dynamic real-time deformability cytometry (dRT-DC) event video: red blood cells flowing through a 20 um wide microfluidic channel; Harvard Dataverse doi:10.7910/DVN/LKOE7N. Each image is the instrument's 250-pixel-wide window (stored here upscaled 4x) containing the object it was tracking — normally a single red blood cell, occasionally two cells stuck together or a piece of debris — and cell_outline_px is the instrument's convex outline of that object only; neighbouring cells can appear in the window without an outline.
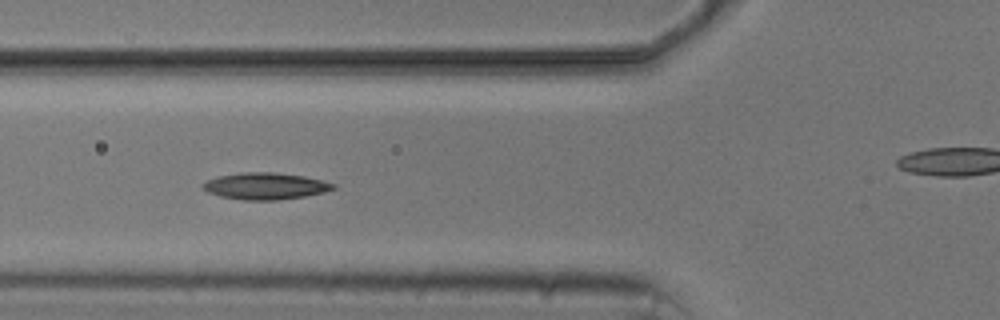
{"species": "common noctule bat (a hibernating species)", "species_latin": "Nyctalus noctula", "temperature_condition": "cold", "stored_images_in_passage": 10, "segment_of_instrument_passage": [1, 2], "camera_frame_rate_fps": 3000, "um_per_image_px": 0.085, "animal": {"sex": "male", "body_mass_g": 20.5, "forearm_length_mm": 52.5}, "frame": {"image": 1, "passage_image": 6, "time_ms": 5.667, "image_size_px": [1000, 320], "cell_outline_px": [[336, 188], [324, 192], [304, 196], [276, 200], [240, 200], [220, 196], [208, 192], [200, 184], [208, 180], [220, 176], [240, 172], [276, 172], [304, 176], [336, 184]], "centroid_in_image_um": [22.55, 15.81], "position_along_channel_um": 103.3, "area_um2": 20.23}}
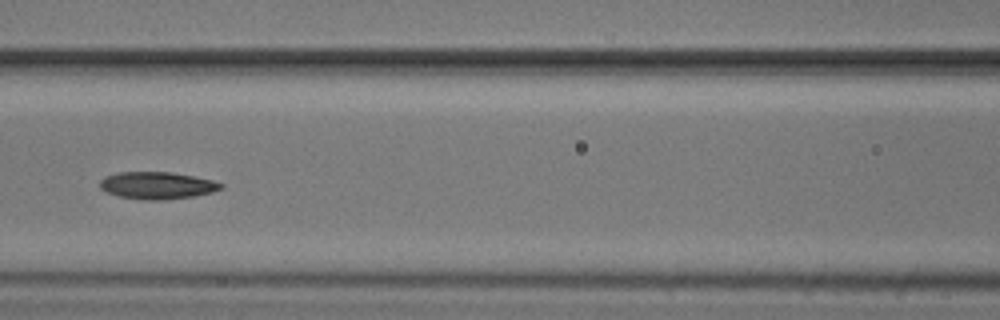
{"frame": {"image": 2, "passage_image": 7, "time_ms": 7.0, "image_size_px": [1000, 320], "cell_outline_px": [[224, 188], [212, 192], [196, 196], [164, 200], [140, 200], [120, 196], [104, 192], [100, 188], [100, 180], [104, 176], [120, 172], [172, 172], [212, 180], [224, 184]], "centroid_in_image_um": [13.35, 15.77], "position_along_channel_um": 153.2, "area_um2": 19.36}}
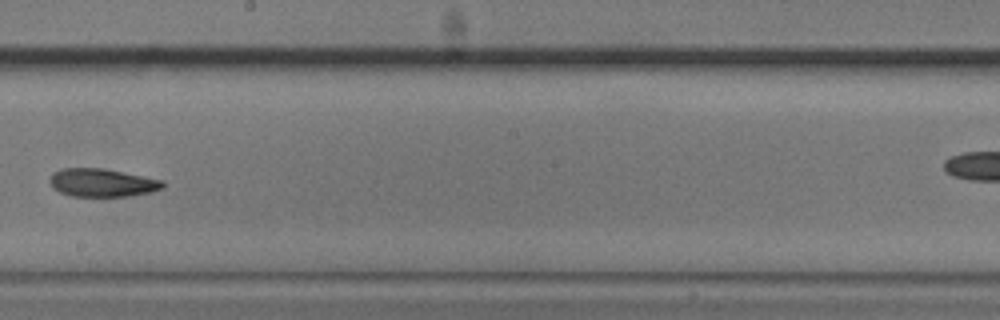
{"frame": {"image": 3, "passage_image": 9, "time_ms": 9.333, "image_size_px": [1000, 320], "cell_outline_px": [[164, 188], [152, 192], [132, 196], [72, 196], [60, 192], [52, 188], [48, 180], [52, 172], [64, 168], [104, 168], [164, 180]], "centroid_in_image_um": [8.69, 15.53], "position_along_channel_um": 239.5, "area_um2": 18.79}}